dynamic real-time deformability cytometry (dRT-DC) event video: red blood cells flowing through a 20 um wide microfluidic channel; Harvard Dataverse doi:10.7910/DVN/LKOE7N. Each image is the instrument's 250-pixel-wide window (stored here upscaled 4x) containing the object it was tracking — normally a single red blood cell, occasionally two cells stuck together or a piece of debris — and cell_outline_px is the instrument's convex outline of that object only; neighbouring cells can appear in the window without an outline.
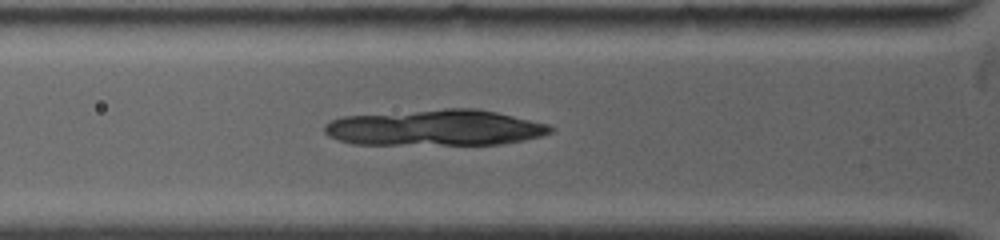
{"species": "common noctule bat (a hibernating species)", "species_latin": "Nyctalus noctula", "temperature_condition": "warm", "stored_images_in_passage": 2, "camera_frame_rate_fps": 5000, "um_per_image_px": 0.085, "animal": {"sex": "female", "body_mass_g": 19.0, "forearm_length_mm": 53.3}, "frame": {"image": 1, "passage_image": 2, "time_ms": 0.2, "image_size_px": [1000, 240], "cell_outline_px": [[940, 24], [900, 36], [816, 36], [796, 28], [832, 16], [932, 16], [940, 20]], "centroid_in_image_um": [73.89, 2.19], "position_along_channel_um": 51.9, "area_um2": 16.82}}